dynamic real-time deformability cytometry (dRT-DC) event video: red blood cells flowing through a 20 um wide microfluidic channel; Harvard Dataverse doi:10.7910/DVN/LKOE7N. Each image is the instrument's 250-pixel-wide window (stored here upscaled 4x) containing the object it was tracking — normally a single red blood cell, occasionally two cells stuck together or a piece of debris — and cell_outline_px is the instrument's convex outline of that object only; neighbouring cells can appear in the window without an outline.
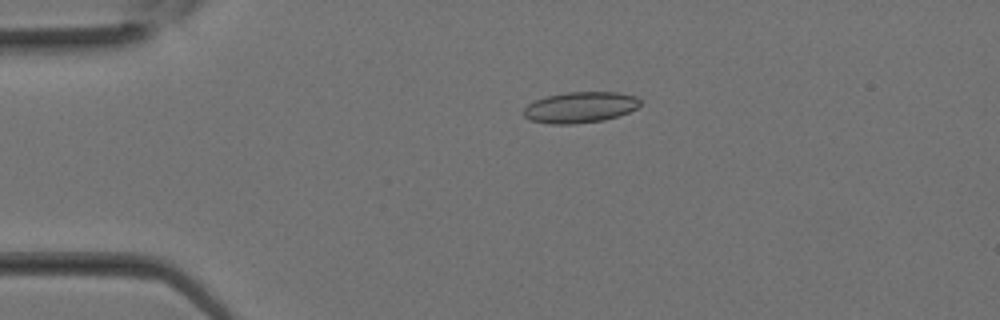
{"species": "Egyptian fruit bat (a non-hibernating species)", "species_latin": "Rousettus aegyptiacus", "temperature_condition": "room temperature", "stored_images_in_passage": 18, "camera_frame_rate_fps": 3000, "um_per_image_px": 0.085, "animal": {"sex": "female"}, "frame": {"image": 1, "passage_image": 6, "time_ms": 1.667, "image_size_px": [1000, 320], "cell_outline_px": [[640, 104], [636, 108], [628, 112], [604, 120], [572, 124], [548, 124], [528, 120], [524, 116], [524, 108], [528, 104], [544, 96], [568, 92], [620, 92], [636, 96], [640, 100]], "centroid_in_image_um": [49.29, 9.12], "position_along_channel_um": 35.7, "area_um2": 21.1}}
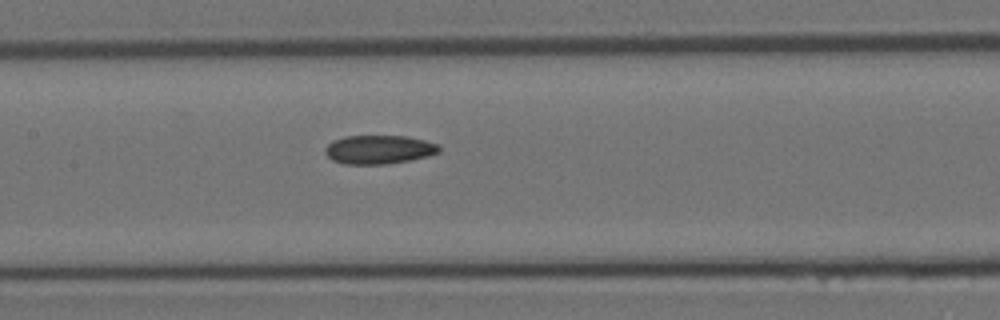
{"frame": {"image": 2, "passage_image": 14, "time_ms": 4.333, "image_size_px": [1000, 320], "cell_outline_px": [[440, 152], [428, 156], [388, 164], [344, 164], [332, 160], [324, 152], [324, 148], [332, 140], [344, 136], [404, 136], [424, 140], [440, 144]], "centroid_in_image_um": [32.19, 12.71], "position_along_channel_um": 175.2, "area_um2": 19.19}}
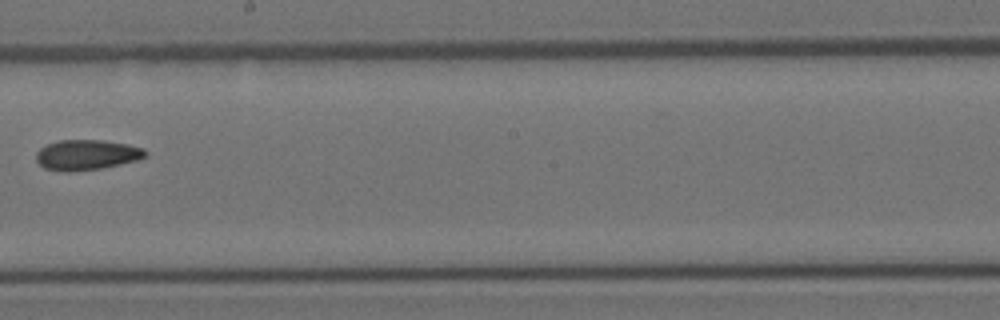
{"frame": {"image": 3, "passage_image": 17, "time_ms": 5.333, "image_size_px": [1000, 320], "cell_outline_px": [[148, 156], [136, 160], [120, 164], [100, 168], [68, 172], [64, 172], [44, 168], [36, 160], [36, 152], [40, 148], [48, 144], [60, 140], [100, 140], [128, 144], [144, 148], [148, 152]], "centroid_in_image_um": [7.38, 13.16], "position_along_channel_um": 240.8, "area_um2": 19.25}}